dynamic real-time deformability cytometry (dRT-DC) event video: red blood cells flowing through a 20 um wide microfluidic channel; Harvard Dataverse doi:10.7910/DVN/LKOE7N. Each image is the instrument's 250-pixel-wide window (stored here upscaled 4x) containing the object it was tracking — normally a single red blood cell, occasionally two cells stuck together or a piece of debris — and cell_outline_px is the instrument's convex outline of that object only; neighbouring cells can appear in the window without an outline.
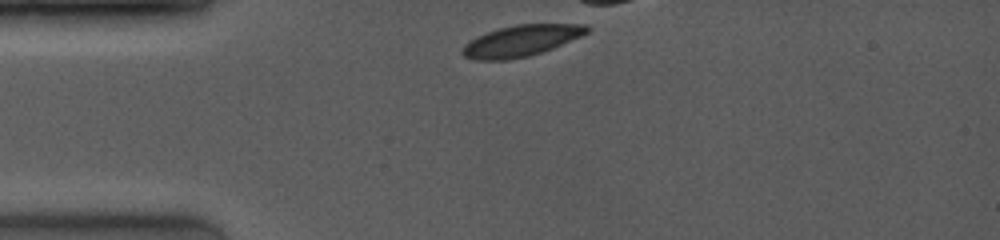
{"species": "common noctule bat (a hibernating species)", "species_latin": "Nyctalus noctula", "temperature_condition": "room temperature", "stored_images_in_passage": 11, "camera_frame_rate_fps": 4000, "um_per_image_px": 0.085, "animal": {"sex": "female", "body_mass_g": 19.0, "forearm_length_mm": 53.3}, "frame": {"image": 1, "passage_image": 1, "time_ms": 0.0, "image_size_px": [1000, 240], "cell_outline_px": [[592, 28], [588, 32], [580, 36], [552, 48], [528, 56], [508, 60], [472, 60], [464, 56], [460, 52], [460, 48], [464, 44], [476, 36], [500, 28], [516, 24], [584, 24]], "centroid_in_image_um": [44.24, 3.47], "position_along_channel_um": 40.8, "area_um2": 22.6}}
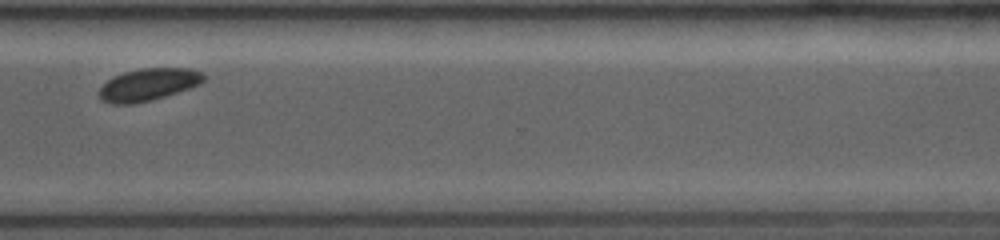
{"frame": {"image": 2, "passage_image": 10, "time_ms": 9.5, "image_size_px": [1000, 240], "cell_outline_px": [[204, 80], [200, 84], [152, 100], [132, 104], [112, 104], [100, 100], [96, 92], [112, 76], [124, 72], [140, 68], [192, 68], [204, 72]], "centroid_in_image_um": [12.57, 7.18], "position_along_channel_um": 358.0, "area_um2": 19.83}}
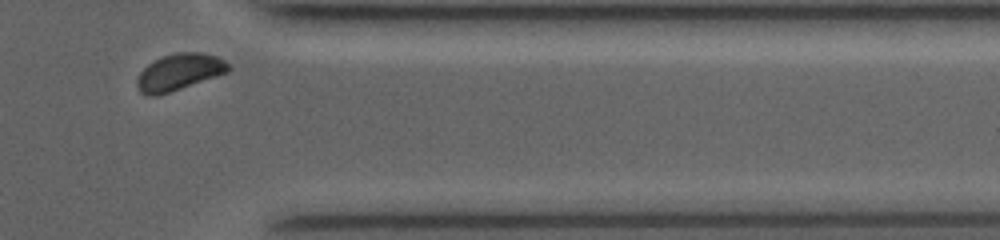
{"frame": {"image": 3, "passage_image": 11, "time_ms": 10.5, "image_size_px": [1000, 240], "cell_outline_px": [[232, 68], [228, 72], [156, 96], [148, 96], [140, 92], [136, 84], [136, 80], [140, 72], [148, 64], [164, 56], [176, 52], [200, 52], [216, 56], [224, 60]], "centroid_in_image_um": [15.22, 6.12], "position_along_channel_um": 396.2, "area_um2": 19.19}}